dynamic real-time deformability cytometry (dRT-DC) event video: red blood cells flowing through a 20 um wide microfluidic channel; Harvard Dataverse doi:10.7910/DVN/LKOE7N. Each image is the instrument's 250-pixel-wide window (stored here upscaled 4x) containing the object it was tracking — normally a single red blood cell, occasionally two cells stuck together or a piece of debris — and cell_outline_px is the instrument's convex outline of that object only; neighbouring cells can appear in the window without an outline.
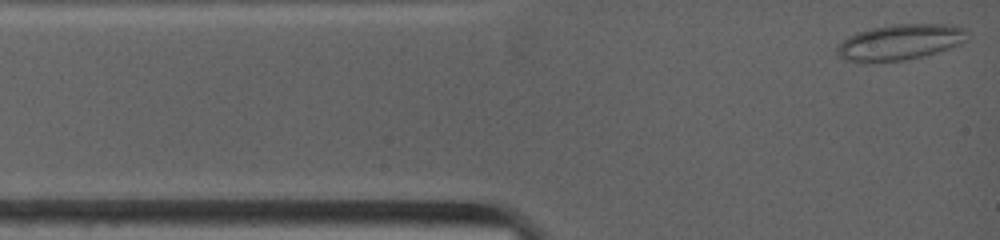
{"species": "common noctule bat (a hibernating species)", "species_latin": "Nyctalus noctula", "temperature_condition": "warm", "stored_images_in_passage": 4, "camera_frame_rate_fps": 4500, "um_per_image_px": 0.085, "animal": {"sex": "female", "body_mass_g": 19.0, "forearm_length_mm": 53.3}, "frame": {"image": 1, "passage_image": 1, "time_ms": 0.0, "image_size_px": [1000, 240], "cell_outline_px": [[968, 40], [952, 48], [924, 56], [904, 60], [844, 60], [836, 52], [836, 48], [848, 36], [856, 32], [872, 28], [892, 24], [952, 24], [968, 28]], "centroid_in_image_um": [76.62, 3.54], "position_along_channel_um": 8.4, "area_um2": 26.99}}